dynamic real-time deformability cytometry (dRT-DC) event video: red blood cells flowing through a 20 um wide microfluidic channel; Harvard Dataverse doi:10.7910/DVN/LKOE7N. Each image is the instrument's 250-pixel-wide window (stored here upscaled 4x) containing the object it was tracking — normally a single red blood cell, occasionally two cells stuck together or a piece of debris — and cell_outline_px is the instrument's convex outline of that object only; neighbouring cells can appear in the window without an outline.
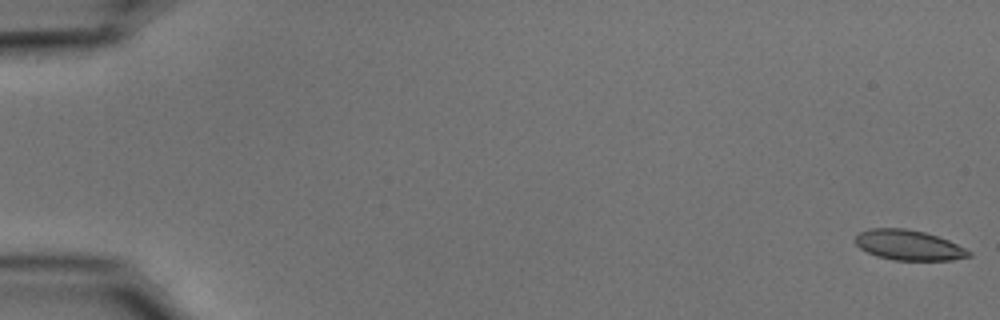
{"species": "common noctule bat (a hibernating species)", "species_latin": "Nyctalus noctula", "temperature_condition": "cold", "stored_images_in_passage": 54, "camera_frame_rate_fps": 3000, "um_per_image_px": 0.085, "animal": {"sex": "male", "body_mass_g": 15.6}, "frame": {"image": 1, "passage_image": 1, "time_ms": 0.0, "image_size_px": [1000, 320], "cell_outline_px": [[972, 256], [952, 260], [896, 260], [876, 256], [860, 248], [856, 244], [856, 236], [860, 232], [868, 228], [904, 228], [924, 232], [948, 240], [972, 252]], "centroid_in_image_um": [77.24, 20.84], "position_along_channel_um": 7.8, "area_um2": 19.83}}
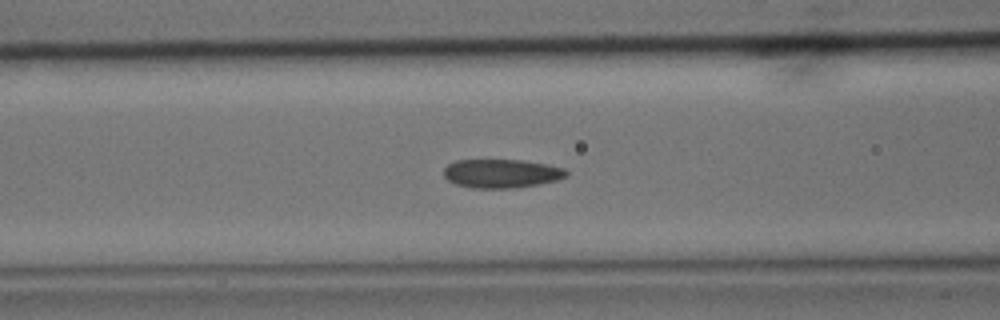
{"frame": {"image": 2, "passage_image": 23, "time_ms": 7.333, "image_size_px": [1000, 320], "cell_outline_px": [[568, 176], [556, 180], [540, 184], [512, 188], [472, 188], [456, 184], [448, 180], [444, 176], [444, 168], [448, 164], [456, 160], [520, 160], [544, 164], [564, 168], [568, 172]], "centroid_in_image_um": [42.61, 14.75], "position_along_channel_um": 124.0, "area_um2": 20.46}}
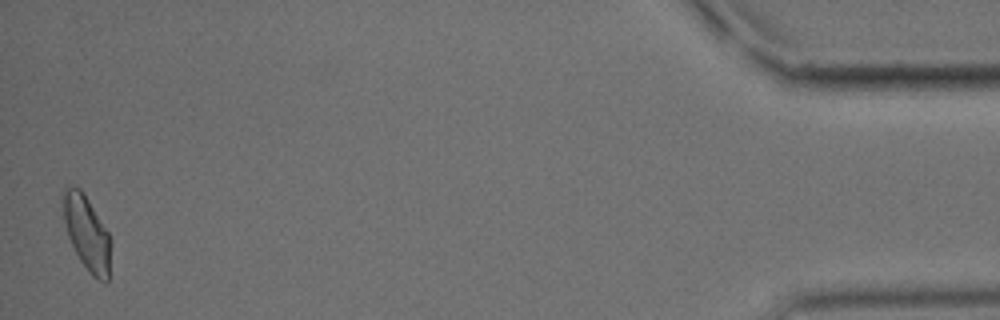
{"frame": {"image": 3, "passage_image": 54, "time_ms": 17.667, "image_size_px": [1000, 320], "cell_outline_px": [[108, 280], [104, 284], [92, 276], [80, 260], [68, 236], [64, 220], [60, 200], [60, 196], [64, 188], [80, 188], [84, 192], [108, 232]], "centroid_in_image_um": [7.32, 19.75], "position_along_channel_um": 427.9, "area_um2": 20.29}, "authors_computed_cell_mechanics": {"area_um2": 20.5768, "velocity_mm_per_s": 3.729, "shape_relaxation_time_tau1_ms": 4.6711, "shape_relaxation_time_tau2_ms": 2.1159, "deformation_change_tau1": 0.1213, "deformation_change_tau2": 0.0658}}